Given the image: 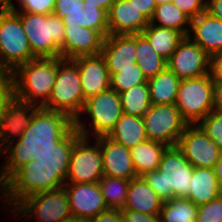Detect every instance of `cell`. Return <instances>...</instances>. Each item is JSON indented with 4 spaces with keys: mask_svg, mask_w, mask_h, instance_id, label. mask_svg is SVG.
Segmentation results:
<instances>
[{
    "mask_svg": "<svg viewBox=\"0 0 222 222\" xmlns=\"http://www.w3.org/2000/svg\"><path fill=\"white\" fill-rule=\"evenodd\" d=\"M214 86L211 74L181 80L175 105L188 125L198 124L212 111Z\"/></svg>",
    "mask_w": 222,
    "mask_h": 222,
    "instance_id": "obj_10",
    "label": "cell"
},
{
    "mask_svg": "<svg viewBox=\"0 0 222 222\" xmlns=\"http://www.w3.org/2000/svg\"><path fill=\"white\" fill-rule=\"evenodd\" d=\"M57 74V57H39L18 66L0 84L17 99L38 107L49 100Z\"/></svg>",
    "mask_w": 222,
    "mask_h": 222,
    "instance_id": "obj_3",
    "label": "cell"
},
{
    "mask_svg": "<svg viewBox=\"0 0 222 222\" xmlns=\"http://www.w3.org/2000/svg\"><path fill=\"white\" fill-rule=\"evenodd\" d=\"M81 137L74 127L54 148L41 152L2 185V208H15L34 194L54 191L66 183L74 143Z\"/></svg>",
    "mask_w": 222,
    "mask_h": 222,
    "instance_id": "obj_1",
    "label": "cell"
},
{
    "mask_svg": "<svg viewBox=\"0 0 222 222\" xmlns=\"http://www.w3.org/2000/svg\"><path fill=\"white\" fill-rule=\"evenodd\" d=\"M149 24L179 31L187 37L191 19L175 6L173 2H168L155 7Z\"/></svg>",
    "mask_w": 222,
    "mask_h": 222,
    "instance_id": "obj_30",
    "label": "cell"
},
{
    "mask_svg": "<svg viewBox=\"0 0 222 222\" xmlns=\"http://www.w3.org/2000/svg\"><path fill=\"white\" fill-rule=\"evenodd\" d=\"M23 25L32 54L36 57H60L65 24L58 15L15 12Z\"/></svg>",
    "mask_w": 222,
    "mask_h": 222,
    "instance_id": "obj_6",
    "label": "cell"
},
{
    "mask_svg": "<svg viewBox=\"0 0 222 222\" xmlns=\"http://www.w3.org/2000/svg\"><path fill=\"white\" fill-rule=\"evenodd\" d=\"M135 51L136 63L147 80L153 78L167 67V61L154 50L142 33L136 34Z\"/></svg>",
    "mask_w": 222,
    "mask_h": 222,
    "instance_id": "obj_31",
    "label": "cell"
},
{
    "mask_svg": "<svg viewBox=\"0 0 222 222\" xmlns=\"http://www.w3.org/2000/svg\"><path fill=\"white\" fill-rule=\"evenodd\" d=\"M123 222H160L159 215L144 214L132 210H120Z\"/></svg>",
    "mask_w": 222,
    "mask_h": 222,
    "instance_id": "obj_40",
    "label": "cell"
},
{
    "mask_svg": "<svg viewBox=\"0 0 222 222\" xmlns=\"http://www.w3.org/2000/svg\"><path fill=\"white\" fill-rule=\"evenodd\" d=\"M142 34L147 38L154 50L166 61L170 59L178 44L185 37L179 31L153 24H148Z\"/></svg>",
    "mask_w": 222,
    "mask_h": 222,
    "instance_id": "obj_29",
    "label": "cell"
},
{
    "mask_svg": "<svg viewBox=\"0 0 222 222\" xmlns=\"http://www.w3.org/2000/svg\"><path fill=\"white\" fill-rule=\"evenodd\" d=\"M103 176L100 144L81 136L74 143L66 183H97Z\"/></svg>",
    "mask_w": 222,
    "mask_h": 222,
    "instance_id": "obj_13",
    "label": "cell"
},
{
    "mask_svg": "<svg viewBox=\"0 0 222 222\" xmlns=\"http://www.w3.org/2000/svg\"><path fill=\"white\" fill-rule=\"evenodd\" d=\"M206 12L222 21V0H206Z\"/></svg>",
    "mask_w": 222,
    "mask_h": 222,
    "instance_id": "obj_44",
    "label": "cell"
},
{
    "mask_svg": "<svg viewBox=\"0 0 222 222\" xmlns=\"http://www.w3.org/2000/svg\"><path fill=\"white\" fill-rule=\"evenodd\" d=\"M130 180L103 176L98 184L108 209L122 210L127 199Z\"/></svg>",
    "mask_w": 222,
    "mask_h": 222,
    "instance_id": "obj_34",
    "label": "cell"
},
{
    "mask_svg": "<svg viewBox=\"0 0 222 222\" xmlns=\"http://www.w3.org/2000/svg\"><path fill=\"white\" fill-rule=\"evenodd\" d=\"M8 218L21 222H65L71 218L70 205L64 187L54 191L34 194L25 198L15 208H2Z\"/></svg>",
    "mask_w": 222,
    "mask_h": 222,
    "instance_id": "obj_9",
    "label": "cell"
},
{
    "mask_svg": "<svg viewBox=\"0 0 222 222\" xmlns=\"http://www.w3.org/2000/svg\"><path fill=\"white\" fill-rule=\"evenodd\" d=\"M160 222H196L197 206L186 197H174L163 202Z\"/></svg>",
    "mask_w": 222,
    "mask_h": 222,
    "instance_id": "obj_33",
    "label": "cell"
},
{
    "mask_svg": "<svg viewBox=\"0 0 222 222\" xmlns=\"http://www.w3.org/2000/svg\"><path fill=\"white\" fill-rule=\"evenodd\" d=\"M212 110L222 113V84H215L214 86Z\"/></svg>",
    "mask_w": 222,
    "mask_h": 222,
    "instance_id": "obj_47",
    "label": "cell"
},
{
    "mask_svg": "<svg viewBox=\"0 0 222 222\" xmlns=\"http://www.w3.org/2000/svg\"><path fill=\"white\" fill-rule=\"evenodd\" d=\"M72 60L77 64L85 99L110 89V74L101 54Z\"/></svg>",
    "mask_w": 222,
    "mask_h": 222,
    "instance_id": "obj_20",
    "label": "cell"
},
{
    "mask_svg": "<svg viewBox=\"0 0 222 222\" xmlns=\"http://www.w3.org/2000/svg\"><path fill=\"white\" fill-rule=\"evenodd\" d=\"M123 113L142 117L151 106L148 83H142L119 93Z\"/></svg>",
    "mask_w": 222,
    "mask_h": 222,
    "instance_id": "obj_32",
    "label": "cell"
},
{
    "mask_svg": "<svg viewBox=\"0 0 222 222\" xmlns=\"http://www.w3.org/2000/svg\"><path fill=\"white\" fill-rule=\"evenodd\" d=\"M167 147L159 142L145 140L129 149L137 176L158 169L162 154Z\"/></svg>",
    "mask_w": 222,
    "mask_h": 222,
    "instance_id": "obj_28",
    "label": "cell"
},
{
    "mask_svg": "<svg viewBox=\"0 0 222 222\" xmlns=\"http://www.w3.org/2000/svg\"><path fill=\"white\" fill-rule=\"evenodd\" d=\"M56 0H18L14 12H28L49 15L54 12Z\"/></svg>",
    "mask_w": 222,
    "mask_h": 222,
    "instance_id": "obj_37",
    "label": "cell"
},
{
    "mask_svg": "<svg viewBox=\"0 0 222 222\" xmlns=\"http://www.w3.org/2000/svg\"><path fill=\"white\" fill-rule=\"evenodd\" d=\"M181 79L168 67L147 80L151 104H175Z\"/></svg>",
    "mask_w": 222,
    "mask_h": 222,
    "instance_id": "obj_26",
    "label": "cell"
},
{
    "mask_svg": "<svg viewBox=\"0 0 222 222\" xmlns=\"http://www.w3.org/2000/svg\"><path fill=\"white\" fill-rule=\"evenodd\" d=\"M109 35L140 34L149 20L129 0H116L108 13Z\"/></svg>",
    "mask_w": 222,
    "mask_h": 222,
    "instance_id": "obj_21",
    "label": "cell"
},
{
    "mask_svg": "<svg viewBox=\"0 0 222 222\" xmlns=\"http://www.w3.org/2000/svg\"><path fill=\"white\" fill-rule=\"evenodd\" d=\"M89 222H123L120 210L109 209L89 219Z\"/></svg>",
    "mask_w": 222,
    "mask_h": 222,
    "instance_id": "obj_43",
    "label": "cell"
},
{
    "mask_svg": "<svg viewBox=\"0 0 222 222\" xmlns=\"http://www.w3.org/2000/svg\"><path fill=\"white\" fill-rule=\"evenodd\" d=\"M211 57L188 37L178 44L167 61V67L181 80L210 74Z\"/></svg>",
    "mask_w": 222,
    "mask_h": 222,
    "instance_id": "obj_15",
    "label": "cell"
},
{
    "mask_svg": "<svg viewBox=\"0 0 222 222\" xmlns=\"http://www.w3.org/2000/svg\"><path fill=\"white\" fill-rule=\"evenodd\" d=\"M191 20L206 11V0H171Z\"/></svg>",
    "mask_w": 222,
    "mask_h": 222,
    "instance_id": "obj_39",
    "label": "cell"
},
{
    "mask_svg": "<svg viewBox=\"0 0 222 222\" xmlns=\"http://www.w3.org/2000/svg\"><path fill=\"white\" fill-rule=\"evenodd\" d=\"M17 2L18 0H0V9H13Z\"/></svg>",
    "mask_w": 222,
    "mask_h": 222,
    "instance_id": "obj_49",
    "label": "cell"
},
{
    "mask_svg": "<svg viewBox=\"0 0 222 222\" xmlns=\"http://www.w3.org/2000/svg\"><path fill=\"white\" fill-rule=\"evenodd\" d=\"M101 146L104 176L132 180L137 177L130 151L107 136L94 138Z\"/></svg>",
    "mask_w": 222,
    "mask_h": 222,
    "instance_id": "obj_19",
    "label": "cell"
},
{
    "mask_svg": "<svg viewBox=\"0 0 222 222\" xmlns=\"http://www.w3.org/2000/svg\"><path fill=\"white\" fill-rule=\"evenodd\" d=\"M148 140L176 146L181 134L188 126L175 104H151L142 116Z\"/></svg>",
    "mask_w": 222,
    "mask_h": 222,
    "instance_id": "obj_11",
    "label": "cell"
},
{
    "mask_svg": "<svg viewBox=\"0 0 222 222\" xmlns=\"http://www.w3.org/2000/svg\"><path fill=\"white\" fill-rule=\"evenodd\" d=\"M74 121L62 112L39 108L18 140L0 151V200L2 185L20 168L41 152L50 151L72 129Z\"/></svg>",
    "mask_w": 222,
    "mask_h": 222,
    "instance_id": "obj_2",
    "label": "cell"
},
{
    "mask_svg": "<svg viewBox=\"0 0 222 222\" xmlns=\"http://www.w3.org/2000/svg\"><path fill=\"white\" fill-rule=\"evenodd\" d=\"M194 167L186 160L177 146L167 147L158 169L142 177L163 202L174 197H185L190 191Z\"/></svg>",
    "mask_w": 222,
    "mask_h": 222,
    "instance_id": "obj_4",
    "label": "cell"
},
{
    "mask_svg": "<svg viewBox=\"0 0 222 222\" xmlns=\"http://www.w3.org/2000/svg\"><path fill=\"white\" fill-rule=\"evenodd\" d=\"M65 222H89L87 218H78V217H71L67 219Z\"/></svg>",
    "mask_w": 222,
    "mask_h": 222,
    "instance_id": "obj_50",
    "label": "cell"
},
{
    "mask_svg": "<svg viewBox=\"0 0 222 222\" xmlns=\"http://www.w3.org/2000/svg\"><path fill=\"white\" fill-rule=\"evenodd\" d=\"M146 82L147 79L143 75L139 65L135 63V68L118 69V73L110 77V88L117 93H121Z\"/></svg>",
    "mask_w": 222,
    "mask_h": 222,
    "instance_id": "obj_35",
    "label": "cell"
},
{
    "mask_svg": "<svg viewBox=\"0 0 222 222\" xmlns=\"http://www.w3.org/2000/svg\"><path fill=\"white\" fill-rule=\"evenodd\" d=\"M133 5L148 19L153 16L155 7L157 6L155 0H129Z\"/></svg>",
    "mask_w": 222,
    "mask_h": 222,
    "instance_id": "obj_42",
    "label": "cell"
},
{
    "mask_svg": "<svg viewBox=\"0 0 222 222\" xmlns=\"http://www.w3.org/2000/svg\"><path fill=\"white\" fill-rule=\"evenodd\" d=\"M83 8V0H56L54 9Z\"/></svg>",
    "mask_w": 222,
    "mask_h": 222,
    "instance_id": "obj_46",
    "label": "cell"
},
{
    "mask_svg": "<svg viewBox=\"0 0 222 222\" xmlns=\"http://www.w3.org/2000/svg\"><path fill=\"white\" fill-rule=\"evenodd\" d=\"M155 2H156V4H157V6H158V5H161V4H163V3L171 2V0H155Z\"/></svg>",
    "mask_w": 222,
    "mask_h": 222,
    "instance_id": "obj_51",
    "label": "cell"
},
{
    "mask_svg": "<svg viewBox=\"0 0 222 222\" xmlns=\"http://www.w3.org/2000/svg\"><path fill=\"white\" fill-rule=\"evenodd\" d=\"M186 160L197 168H214L222 150L197 125H188L176 144Z\"/></svg>",
    "mask_w": 222,
    "mask_h": 222,
    "instance_id": "obj_14",
    "label": "cell"
},
{
    "mask_svg": "<svg viewBox=\"0 0 222 222\" xmlns=\"http://www.w3.org/2000/svg\"><path fill=\"white\" fill-rule=\"evenodd\" d=\"M187 37L210 57L222 53V21L206 11L191 20Z\"/></svg>",
    "mask_w": 222,
    "mask_h": 222,
    "instance_id": "obj_22",
    "label": "cell"
},
{
    "mask_svg": "<svg viewBox=\"0 0 222 222\" xmlns=\"http://www.w3.org/2000/svg\"><path fill=\"white\" fill-rule=\"evenodd\" d=\"M122 115L119 93L110 88L85 100L74 127L85 138L107 136Z\"/></svg>",
    "mask_w": 222,
    "mask_h": 222,
    "instance_id": "obj_5",
    "label": "cell"
},
{
    "mask_svg": "<svg viewBox=\"0 0 222 222\" xmlns=\"http://www.w3.org/2000/svg\"><path fill=\"white\" fill-rule=\"evenodd\" d=\"M163 201L147 184L142 176L130 180L127 199L122 210L159 215Z\"/></svg>",
    "mask_w": 222,
    "mask_h": 222,
    "instance_id": "obj_24",
    "label": "cell"
},
{
    "mask_svg": "<svg viewBox=\"0 0 222 222\" xmlns=\"http://www.w3.org/2000/svg\"><path fill=\"white\" fill-rule=\"evenodd\" d=\"M116 0H83V6H92L105 10L107 13Z\"/></svg>",
    "mask_w": 222,
    "mask_h": 222,
    "instance_id": "obj_45",
    "label": "cell"
},
{
    "mask_svg": "<svg viewBox=\"0 0 222 222\" xmlns=\"http://www.w3.org/2000/svg\"><path fill=\"white\" fill-rule=\"evenodd\" d=\"M34 58L19 16L12 9H0V83Z\"/></svg>",
    "mask_w": 222,
    "mask_h": 222,
    "instance_id": "obj_7",
    "label": "cell"
},
{
    "mask_svg": "<svg viewBox=\"0 0 222 222\" xmlns=\"http://www.w3.org/2000/svg\"><path fill=\"white\" fill-rule=\"evenodd\" d=\"M189 187L190 191L185 197L196 206L215 200L222 192L214 168L194 167Z\"/></svg>",
    "mask_w": 222,
    "mask_h": 222,
    "instance_id": "obj_25",
    "label": "cell"
},
{
    "mask_svg": "<svg viewBox=\"0 0 222 222\" xmlns=\"http://www.w3.org/2000/svg\"><path fill=\"white\" fill-rule=\"evenodd\" d=\"M111 140L131 149L136 144L148 140L142 117L123 113L114 128L107 135Z\"/></svg>",
    "mask_w": 222,
    "mask_h": 222,
    "instance_id": "obj_27",
    "label": "cell"
},
{
    "mask_svg": "<svg viewBox=\"0 0 222 222\" xmlns=\"http://www.w3.org/2000/svg\"><path fill=\"white\" fill-rule=\"evenodd\" d=\"M197 125L222 150V113L212 110Z\"/></svg>",
    "mask_w": 222,
    "mask_h": 222,
    "instance_id": "obj_36",
    "label": "cell"
},
{
    "mask_svg": "<svg viewBox=\"0 0 222 222\" xmlns=\"http://www.w3.org/2000/svg\"><path fill=\"white\" fill-rule=\"evenodd\" d=\"M62 18L65 26H81L98 31L104 38L109 35L108 16L103 9L83 6V8L54 9L53 12Z\"/></svg>",
    "mask_w": 222,
    "mask_h": 222,
    "instance_id": "obj_23",
    "label": "cell"
},
{
    "mask_svg": "<svg viewBox=\"0 0 222 222\" xmlns=\"http://www.w3.org/2000/svg\"><path fill=\"white\" fill-rule=\"evenodd\" d=\"M136 34L108 35L104 38L101 55L104 57L110 77L118 69L135 68Z\"/></svg>",
    "mask_w": 222,
    "mask_h": 222,
    "instance_id": "obj_17",
    "label": "cell"
},
{
    "mask_svg": "<svg viewBox=\"0 0 222 222\" xmlns=\"http://www.w3.org/2000/svg\"><path fill=\"white\" fill-rule=\"evenodd\" d=\"M39 108L17 99L0 84V151L21 137Z\"/></svg>",
    "mask_w": 222,
    "mask_h": 222,
    "instance_id": "obj_12",
    "label": "cell"
},
{
    "mask_svg": "<svg viewBox=\"0 0 222 222\" xmlns=\"http://www.w3.org/2000/svg\"><path fill=\"white\" fill-rule=\"evenodd\" d=\"M85 100L77 64L72 59L57 57L53 90L42 108L62 112L75 121L83 109Z\"/></svg>",
    "mask_w": 222,
    "mask_h": 222,
    "instance_id": "obj_8",
    "label": "cell"
},
{
    "mask_svg": "<svg viewBox=\"0 0 222 222\" xmlns=\"http://www.w3.org/2000/svg\"><path fill=\"white\" fill-rule=\"evenodd\" d=\"M210 74L214 84H222V53L211 56Z\"/></svg>",
    "mask_w": 222,
    "mask_h": 222,
    "instance_id": "obj_41",
    "label": "cell"
},
{
    "mask_svg": "<svg viewBox=\"0 0 222 222\" xmlns=\"http://www.w3.org/2000/svg\"><path fill=\"white\" fill-rule=\"evenodd\" d=\"M196 222H222V196L197 206Z\"/></svg>",
    "mask_w": 222,
    "mask_h": 222,
    "instance_id": "obj_38",
    "label": "cell"
},
{
    "mask_svg": "<svg viewBox=\"0 0 222 222\" xmlns=\"http://www.w3.org/2000/svg\"><path fill=\"white\" fill-rule=\"evenodd\" d=\"M64 29L60 58L74 59L79 56L101 54L104 37L98 31L81 26H65Z\"/></svg>",
    "mask_w": 222,
    "mask_h": 222,
    "instance_id": "obj_18",
    "label": "cell"
},
{
    "mask_svg": "<svg viewBox=\"0 0 222 222\" xmlns=\"http://www.w3.org/2000/svg\"><path fill=\"white\" fill-rule=\"evenodd\" d=\"M72 217L91 219L109 210L97 183H65Z\"/></svg>",
    "mask_w": 222,
    "mask_h": 222,
    "instance_id": "obj_16",
    "label": "cell"
},
{
    "mask_svg": "<svg viewBox=\"0 0 222 222\" xmlns=\"http://www.w3.org/2000/svg\"><path fill=\"white\" fill-rule=\"evenodd\" d=\"M214 171L217 177L218 184L222 189V156L219 158V161L215 164Z\"/></svg>",
    "mask_w": 222,
    "mask_h": 222,
    "instance_id": "obj_48",
    "label": "cell"
}]
</instances>
